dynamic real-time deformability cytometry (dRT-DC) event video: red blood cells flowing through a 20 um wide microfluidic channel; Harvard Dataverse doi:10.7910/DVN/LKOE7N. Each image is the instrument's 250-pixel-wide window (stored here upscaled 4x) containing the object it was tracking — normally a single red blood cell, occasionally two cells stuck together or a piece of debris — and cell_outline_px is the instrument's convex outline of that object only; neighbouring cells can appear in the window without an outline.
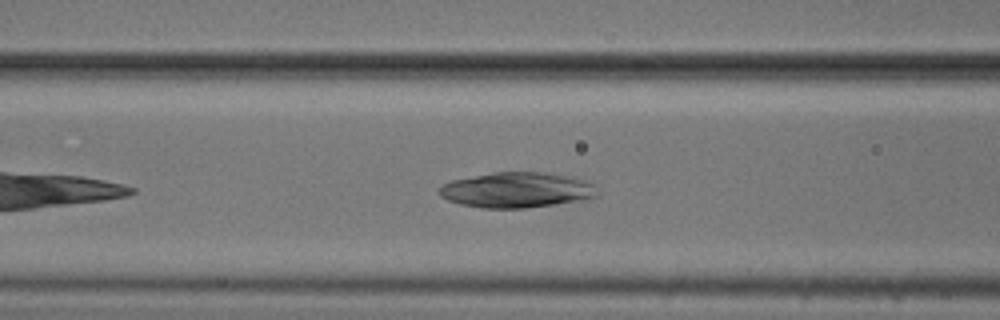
{"species": "common noctule bat (a hibernating species)", "species_latin": "Nyctalus noctula", "temperature_condition": "cold", "stored_images_in_passage": 42, "camera_frame_rate_fps": 3000, "um_per_image_px": 0.085, "animal": {"sex": "male", "body_mass_g": 20.5, "forearm_length_mm": 52.5}, "frame": {"image": 1, "passage_image": 10, "time_ms": 3.0, "image_size_px": [1000, 320], "cell_outline_px": [[600, 196], [552, 204], [524, 208], [484, 208], [460, 204], [448, 200], [440, 196], [436, 192], [444, 184], [452, 180], [492, 172], [540, 172], [576, 176], [592, 184]], "centroid_in_image_um": [43.9, 16.14], "position_along_channel_um": 122.7, "area_um2": 32.48}}
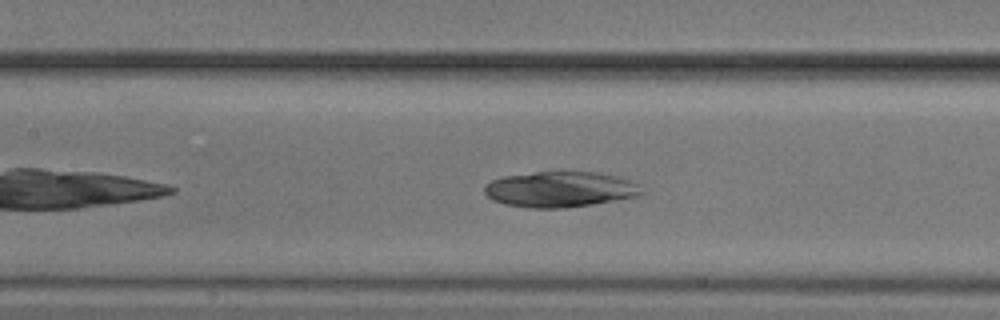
{"frame": {"image": 2, "passage_image": 13, "time_ms": 4.0, "image_size_px": [1000, 320], "cell_outline_px": [[644, 192], [636, 196], [592, 204], [564, 208], [532, 208], [504, 204], [492, 200], [484, 192], [484, 188], [492, 180], [504, 176], [536, 172], [596, 172], [616, 176], [640, 184]], "centroid_in_image_um": [47.61, 16.09], "position_along_channel_um": 159.8, "area_um2": 32.43}}